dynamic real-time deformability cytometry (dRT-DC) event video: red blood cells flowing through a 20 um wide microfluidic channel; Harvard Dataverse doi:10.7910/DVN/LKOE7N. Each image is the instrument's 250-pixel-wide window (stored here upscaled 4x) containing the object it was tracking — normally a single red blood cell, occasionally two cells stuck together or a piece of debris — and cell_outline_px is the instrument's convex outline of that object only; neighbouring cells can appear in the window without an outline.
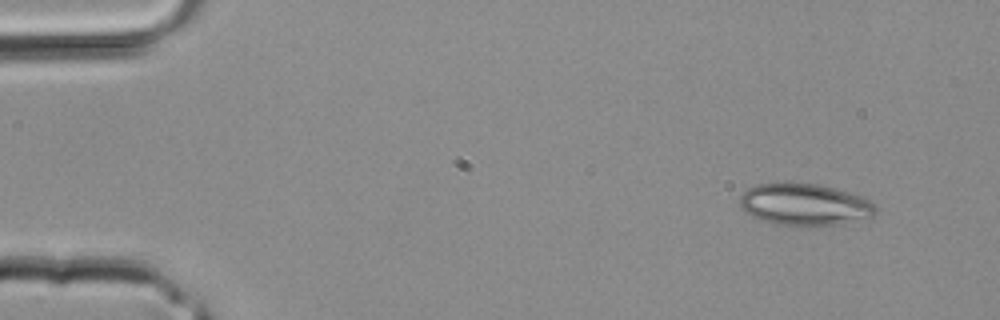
{"species": "common noctule bat (a hibernating species)", "species_latin": "Nyctalus noctula", "temperature_condition": "room temperature", "stored_images_in_passage": 3, "camera_frame_rate_fps": 3000, "um_per_image_px": 0.085, "animal": {"sex": "male", "body_mass_g": 20.4}, "frame": {"image": 1, "passage_image": 1, "time_ms": 0.0, "image_size_px": [1000, 320], "cell_outline_px": [[876, 212], [872, 216], [840, 224], [800, 228], [772, 224], [752, 216], [740, 204], [740, 196], [748, 188], [756, 184], [776, 180], [784, 180], [816, 184], [848, 192], [860, 196], [876, 204]], "centroid_in_image_um": [68.34, 17.38], "position_along_channel_um": 16.7, "area_um2": 34.04}}